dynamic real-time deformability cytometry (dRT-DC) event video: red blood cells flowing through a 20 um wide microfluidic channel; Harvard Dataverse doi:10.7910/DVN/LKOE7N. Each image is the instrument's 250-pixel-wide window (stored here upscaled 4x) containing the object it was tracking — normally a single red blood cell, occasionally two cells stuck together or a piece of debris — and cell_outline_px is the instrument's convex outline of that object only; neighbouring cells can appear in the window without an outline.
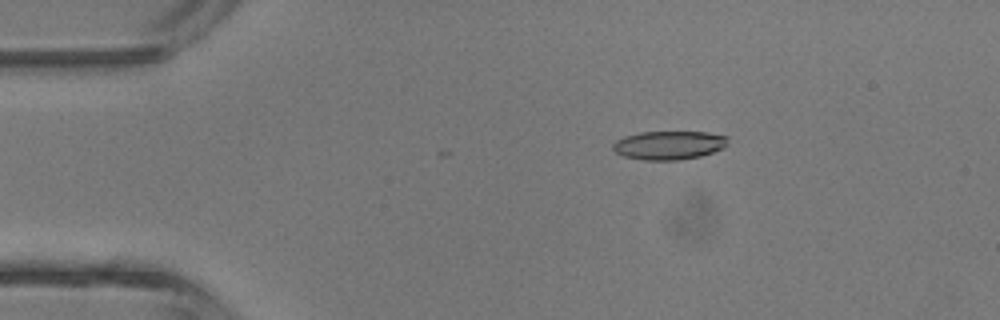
{"species": "common noctule bat (a hibernating species)", "species_latin": "Nyctalus noctula", "temperature_condition": "room temperature", "stored_images_in_passage": 5, "camera_frame_rate_fps": 3000, "um_per_image_px": 0.085, "animal": {"sex": "male", "body_mass_g": 13.3}, "frame": {"image": 1, "passage_image": 3, "time_ms": 2.333, "image_size_px": [1000, 320], "cell_outline_px": [[728, 140], [724, 148], [700, 156], [680, 160], [644, 160], [624, 156], [616, 152], [612, 148], [612, 144], [616, 140], [624, 136], [640, 132], [708, 132], [728, 136]], "centroid_in_image_um": [56.86, 12.34], "position_along_channel_um": 28.1, "area_um2": 19.25}}
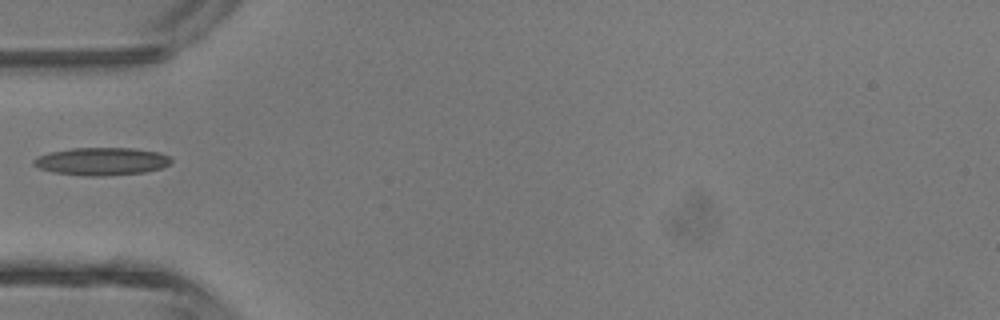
{"frame": {"image": 2, "passage_image": 5, "time_ms": 4.667, "image_size_px": [1000, 320], "cell_outline_px": [[172, 160], [168, 164], [160, 168], [144, 172], [100, 176], [88, 176], [52, 172], [40, 168], [32, 164], [32, 160], [36, 156], [48, 152], [72, 148], [136, 148], [160, 152], [168, 156]], "centroid_in_image_um": [8.59, 13.7], "position_along_channel_um": 76.4, "area_um2": 22.25}}